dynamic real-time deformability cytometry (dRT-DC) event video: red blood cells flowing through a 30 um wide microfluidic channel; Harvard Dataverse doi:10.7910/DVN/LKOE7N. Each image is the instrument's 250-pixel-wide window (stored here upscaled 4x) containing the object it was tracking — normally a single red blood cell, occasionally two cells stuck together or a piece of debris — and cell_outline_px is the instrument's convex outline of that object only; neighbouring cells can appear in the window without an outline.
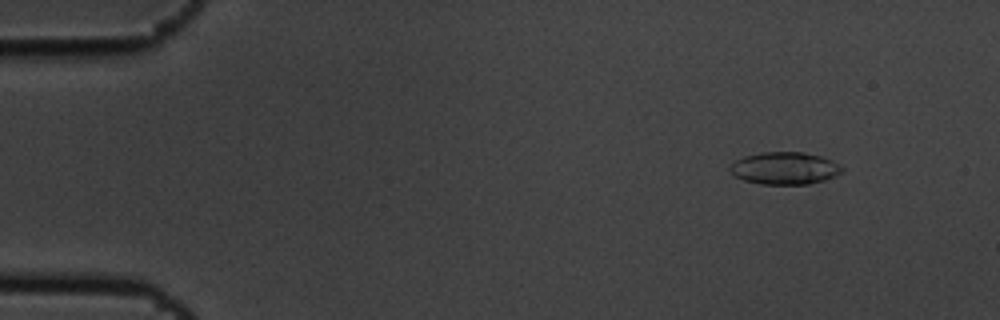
{"species": "common noctule bat (a hibernating species)", "species_latin": "Nyctalus noctula", "temperature_condition": "cold", "stored_images_in_passage": 5, "camera_frame_rate_fps": 3000, "um_per_image_px": 0.085, "animal": {"sex": "male", "body_mass_g": 19.5, "forearm_length_mm": 54.6}, "frame": {"image": 1, "passage_image": 2, "time_ms": 0.333, "image_size_px": [1000, 320], "cell_outline_px": [[844, 168], [840, 172], [824, 180], [808, 184], [760, 184], [744, 180], [736, 176], [728, 168], [736, 160], [744, 156], [764, 152], [804, 152], [820, 156], [832, 160], [840, 164]], "centroid_in_image_um": [66.7, 14.29], "position_along_channel_um": 18.3, "area_um2": 20.92}}